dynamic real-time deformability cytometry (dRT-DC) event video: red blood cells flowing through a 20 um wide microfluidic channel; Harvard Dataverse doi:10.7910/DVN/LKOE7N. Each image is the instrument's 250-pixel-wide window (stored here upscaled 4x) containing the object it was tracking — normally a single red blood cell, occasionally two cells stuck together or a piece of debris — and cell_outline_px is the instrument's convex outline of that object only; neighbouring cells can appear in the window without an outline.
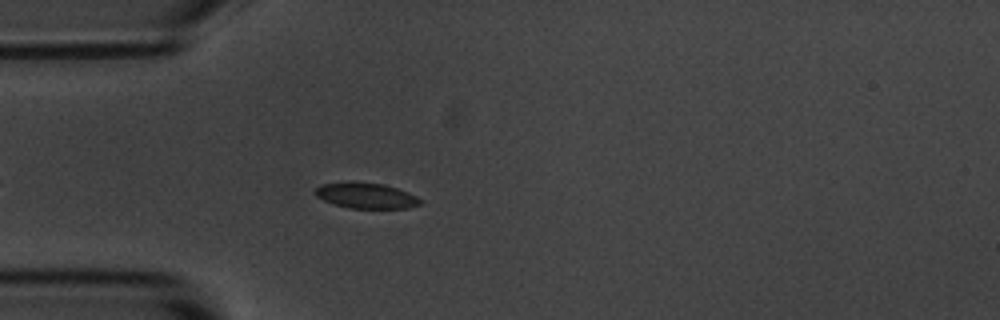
{"species": "common noctule bat (a hibernating species)", "species_latin": "Nyctalus noctula", "temperature_condition": "room temperature", "stored_images_in_passage": 44, "camera_frame_rate_fps": 3000, "um_per_image_px": 0.085, "animal": {"sex": "male", "body_mass_g": 20.1, "forearm_length_mm": 53.5}, "frame": {"image": 1, "passage_image": 7, "time_ms": 2.0, "image_size_px": [1000, 320], "cell_outline_px": [[424, 204], [408, 208], [348, 208], [332, 204], [316, 196], [312, 192], [316, 188], [324, 184], [384, 184], [408, 192], [416, 196]], "centroid_in_image_um": [31.16, 16.68], "position_along_channel_um": 53.8, "area_um2": 15.14}}
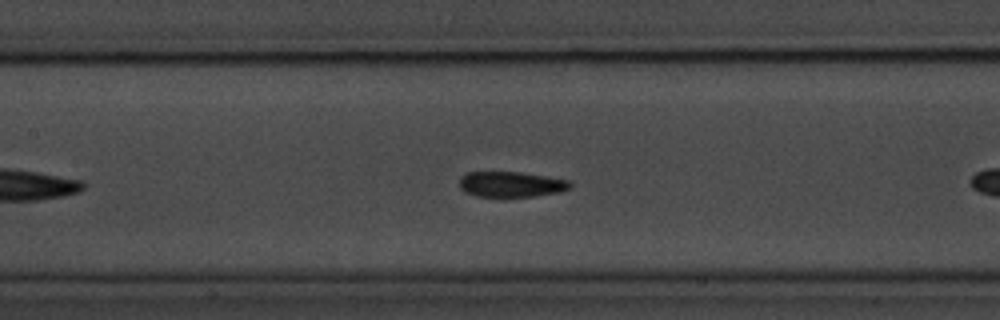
{"frame": {"image": 2, "passage_image": 13, "time_ms": 4.0, "image_size_px": [1000, 320], "cell_outline_px": [[572, 188], [560, 192], [536, 196], [500, 200], [476, 196], [464, 192], [460, 188], [460, 176], [468, 172], [520, 172], [568, 180], [572, 184]], "centroid_in_image_um": [43.41, 15.72], "position_along_channel_um": 164.0, "area_um2": 17.28}}
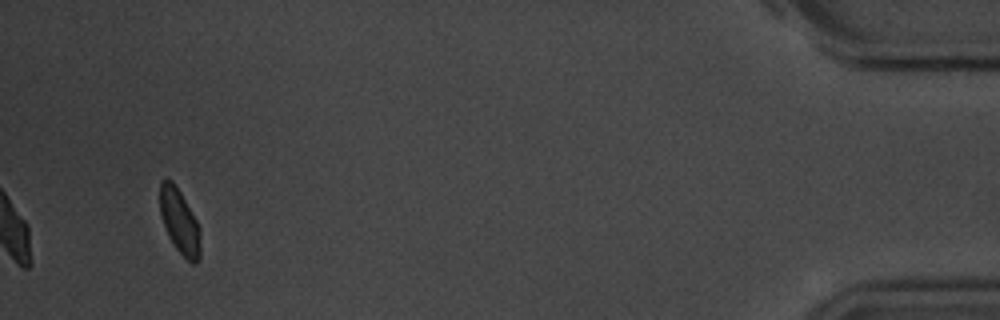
{"frame": {"image": 3, "passage_image": 44, "time_ms": 14.333, "image_size_px": [1000, 320], "cell_outline_px": [[200, 260], [196, 264], [192, 264], [176, 248], [168, 236], [160, 212], [160, 180], [172, 180], [180, 192], [196, 220], [200, 228]], "centroid_in_image_um": [15.28, 18.85], "position_along_channel_um": 419.9, "area_um2": 15.09}, "authors_computed_cell_mechanics": {"area_um2": 16.4152, "velocity_mm_per_s": 3.6282, "shape_relaxation_time_tau1_ms": 2.5899, "shape_relaxation_time_tau2_ms": 3.9057, "deformation_change_tau1": 0.092, "deformation_change_tau2": 0.0577}}